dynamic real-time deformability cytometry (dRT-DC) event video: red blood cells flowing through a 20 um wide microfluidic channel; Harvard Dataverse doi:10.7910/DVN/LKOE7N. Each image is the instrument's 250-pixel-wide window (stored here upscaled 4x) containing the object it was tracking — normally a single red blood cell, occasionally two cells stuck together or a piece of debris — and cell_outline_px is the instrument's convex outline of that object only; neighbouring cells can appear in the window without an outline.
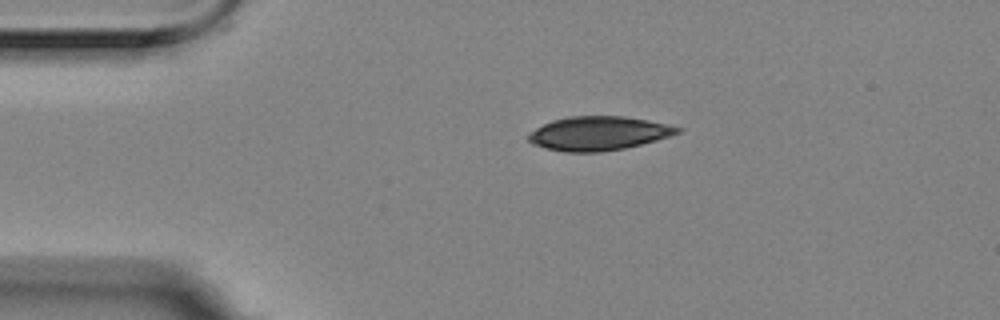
{"species": "Egyptian fruit bat (a non-hibernating species)", "species_latin": "Rousettus aegyptiacus", "temperature_condition": "room temperature", "stored_images_in_passage": 3, "camera_frame_rate_fps": 3000, "um_per_image_px": 0.085, "animal": {"sex": "female"}, "frame": {"image": 1, "passage_image": 3, "time_ms": 0.667, "image_size_px": [1000, 320], "cell_outline_px": [[684, 128], [680, 132], [656, 140], [624, 148], [600, 152], [564, 152], [544, 148], [532, 144], [528, 140], [528, 136], [536, 128], [552, 120], [568, 116], [624, 116], [648, 120], [668, 124]], "centroid_in_image_um": [50.87, 11.33], "position_along_channel_um": 34.1, "area_um2": 29.42}}